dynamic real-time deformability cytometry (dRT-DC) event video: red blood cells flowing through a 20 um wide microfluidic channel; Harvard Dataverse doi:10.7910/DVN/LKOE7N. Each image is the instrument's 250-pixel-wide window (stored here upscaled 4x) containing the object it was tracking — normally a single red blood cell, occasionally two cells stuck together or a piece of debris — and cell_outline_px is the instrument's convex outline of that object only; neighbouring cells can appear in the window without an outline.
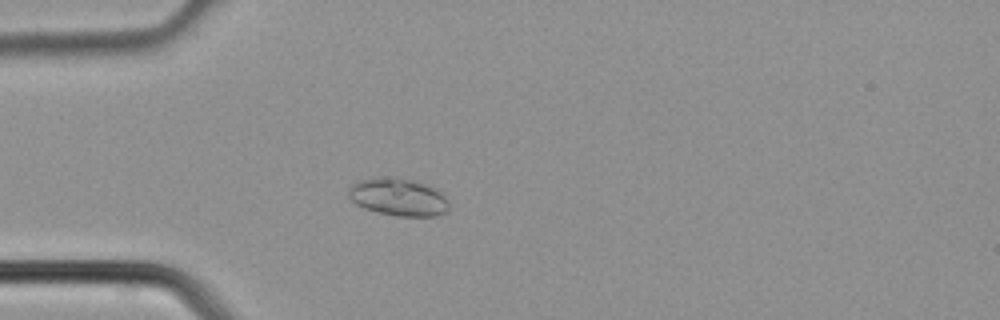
{"species": "common noctule bat (a hibernating species)", "species_latin": "Nyctalus noctula", "temperature_condition": "cold", "stored_images_in_passage": 3, "camera_frame_rate_fps": 3000, "um_per_image_px": 0.085, "animal": {"sex": "male", "body_mass_g": 21.5, "forearm_length_mm": 52.0}, "frame": {"image": 1, "passage_image": 3, "time_ms": 0.667, "image_size_px": [1000, 320], "cell_outline_px": [[448, 208], [444, 212], [436, 216], [396, 216], [364, 208], [356, 204], [348, 196], [348, 188], [352, 184], [360, 180], [396, 176], [412, 180], [424, 184], [440, 192], [444, 196], [448, 204]], "centroid_in_image_um": [33.82, 16.75], "position_along_channel_um": 51.2, "area_um2": 21.68}}